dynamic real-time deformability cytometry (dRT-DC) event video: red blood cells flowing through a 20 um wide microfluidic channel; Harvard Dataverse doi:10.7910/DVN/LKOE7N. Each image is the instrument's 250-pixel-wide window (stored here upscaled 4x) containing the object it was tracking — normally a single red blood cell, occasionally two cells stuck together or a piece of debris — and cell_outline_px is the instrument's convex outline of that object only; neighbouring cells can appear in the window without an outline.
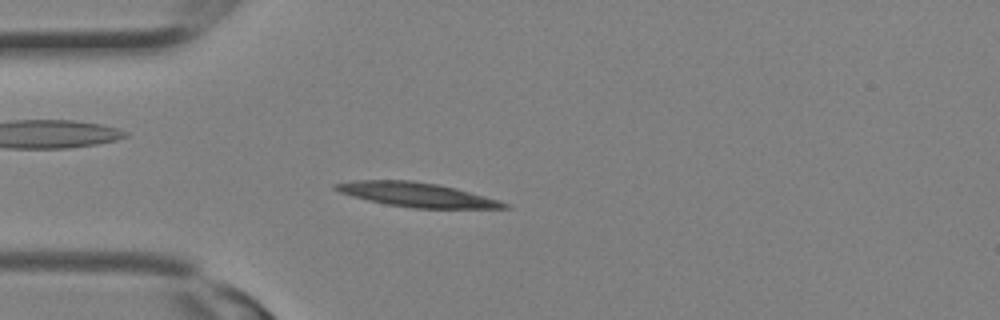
{"species": "Egyptian fruit bat (a non-hibernating species)", "species_latin": "Rousettus aegyptiacus", "temperature_condition": "room temperature", "stored_images_in_passage": 18, "camera_frame_rate_fps": 3000, "um_per_image_px": 0.085, "animal": {"sex": "female"}, "frame": {"image": 1, "passage_image": 8, "time_ms": 2.333, "image_size_px": [1000, 320], "cell_outline_px": [[512, 208], [412, 208], [388, 204], [368, 200], [352, 196], [340, 192], [332, 188], [332, 184], [352, 180], [412, 180], [440, 184], [456, 188], [500, 200], [508, 204]], "centroid_in_image_um": [35.41, 16.53], "position_along_channel_um": 49.6, "area_um2": 23.93}}
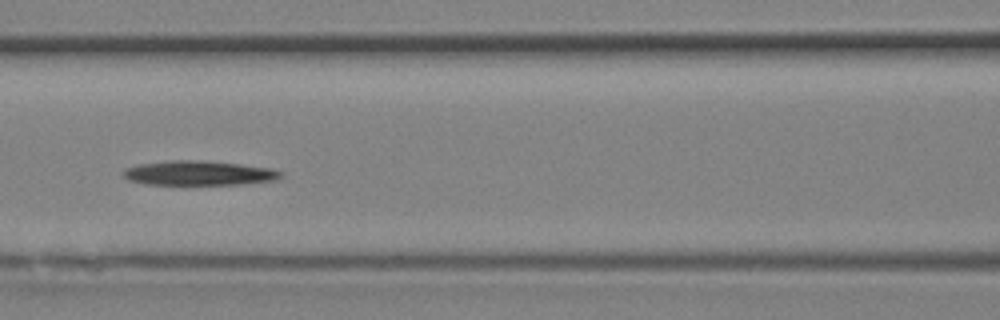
{"frame": {"image": 2, "passage_image": 13, "time_ms": 4.0, "image_size_px": [1000, 320], "cell_outline_px": [[284, 172], [276, 180], [240, 184], [144, 184], [128, 180], [124, 176], [124, 168], [140, 164], [172, 160], [196, 160], [240, 164], [272, 168]], "centroid_in_image_um": [16.9, 14.71], "position_along_channel_um": 149.7, "area_um2": 22.31}}
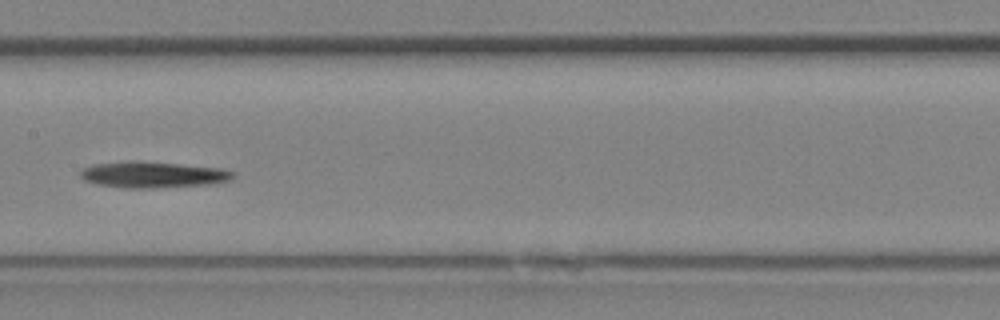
{"frame": {"image": 3, "passage_image": 15, "time_ms": 4.667, "image_size_px": [1000, 320], "cell_outline_px": [[236, 176], [232, 180], [212, 184], [156, 188], [124, 188], [96, 184], [84, 180], [80, 176], [80, 168], [92, 164], [128, 160], [140, 160], [224, 168], [236, 172]], "centroid_in_image_um": [13.02, 14.83], "position_along_channel_um": 194.4, "area_um2": 24.04}}